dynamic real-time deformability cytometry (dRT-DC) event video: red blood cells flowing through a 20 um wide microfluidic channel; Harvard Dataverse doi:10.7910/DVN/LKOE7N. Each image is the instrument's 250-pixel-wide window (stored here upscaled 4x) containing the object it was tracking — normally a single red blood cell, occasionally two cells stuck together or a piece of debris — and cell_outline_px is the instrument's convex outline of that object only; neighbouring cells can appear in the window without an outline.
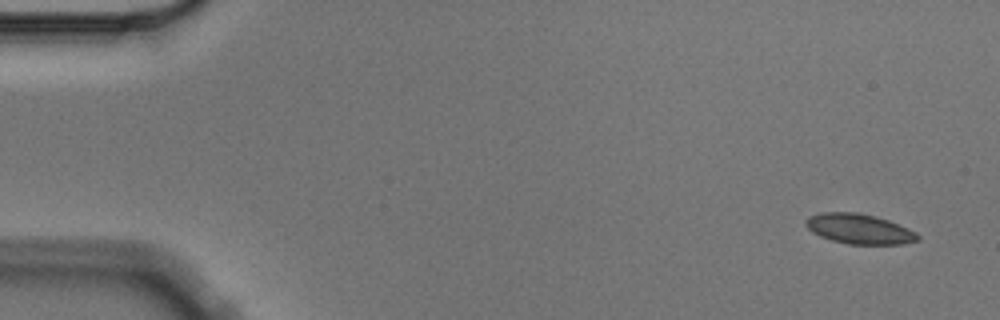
{"species": "Egyptian fruit bat (a non-hibernating species)", "species_latin": "Rousettus aegyptiacus", "temperature_condition": "cold", "stored_images_in_passage": 6, "camera_frame_rate_fps": 3000, "um_per_image_px": 0.085, "animal": {"sex": "male"}, "frame": {"image": 1, "passage_image": 1, "time_ms": 0.0, "image_size_px": [1000, 320], "cell_outline_px": [[920, 240], [904, 244], [848, 244], [832, 240], [820, 236], [812, 232], [804, 224], [804, 220], [808, 216], [820, 212], [856, 212], [888, 220], [908, 228], [916, 232], [920, 236]], "centroid_in_image_um": [73.02, 19.46], "position_along_channel_um": 12.0, "area_um2": 19.65}}
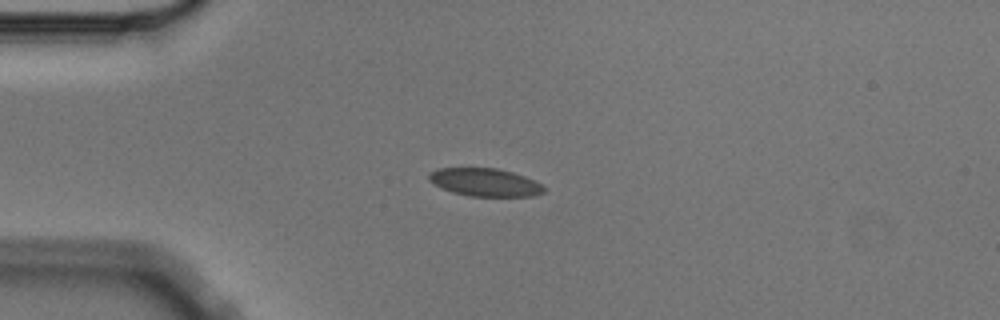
{"frame": {"image": 2, "passage_image": 4, "time_ms": 1.0, "image_size_px": [1000, 320], "cell_outline_px": [[544, 192], [532, 196], [468, 196], [452, 192], [428, 180], [428, 172], [436, 168], [496, 168], [512, 172], [524, 176], [540, 184], [544, 188]], "centroid_in_image_um": [41.18, 15.49], "position_along_channel_um": 43.8, "area_um2": 18.55}}
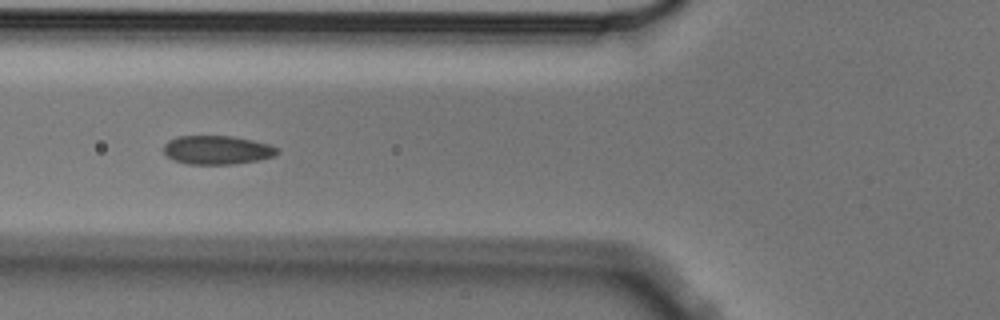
{"frame": {"image": 3, "passage_image": 6, "time_ms": 1.667, "image_size_px": [1000, 320], "cell_outline_px": [[280, 152], [276, 156], [256, 160], [232, 164], [188, 164], [172, 160], [164, 152], [164, 144], [168, 140], [176, 136], [232, 136], [252, 140], [268, 144], [280, 148]], "centroid_in_image_um": [18.46, 12.74], "position_along_channel_um": 107.3, "area_um2": 19.13}}